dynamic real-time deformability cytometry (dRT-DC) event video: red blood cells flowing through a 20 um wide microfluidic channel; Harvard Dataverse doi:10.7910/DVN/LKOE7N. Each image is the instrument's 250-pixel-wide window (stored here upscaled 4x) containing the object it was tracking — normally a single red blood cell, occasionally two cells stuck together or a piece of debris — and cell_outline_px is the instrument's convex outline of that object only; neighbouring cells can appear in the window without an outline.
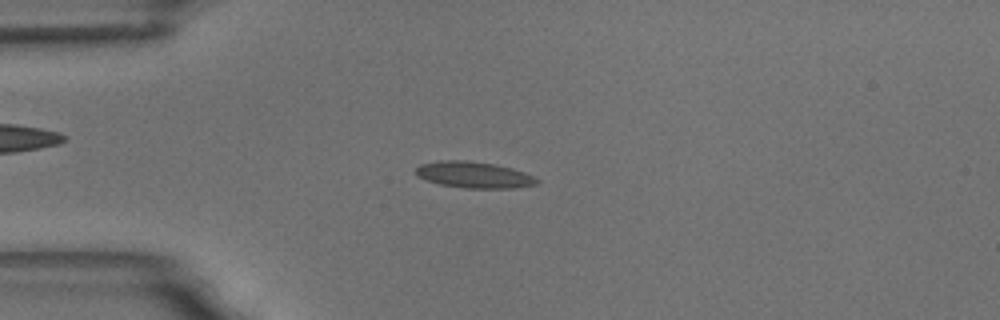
{"species": "common noctule bat (a hibernating species)", "species_latin": "Nyctalus noctula", "temperature_condition": "room temperature", "stored_images_in_passage": 45, "camera_frame_rate_fps": 3000, "um_per_image_px": 0.085, "animal": {"sex": "male", "body_mass_g": 18.8}, "frame": {"image": 1, "passage_image": 2, "time_ms": 0.333, "image_size_px": [1000, 320], "cell_outline_px": [[540, 180], [536, 184], [516, 188], [464, 188], [440, 184], [416, 176], [416, 168], [420, 164], [440, 160], [468, 160], [492, 164], [512, 168], [524, 172]], "centroid_in_image_um": [40.27, 14.86], "position_along_channel_um": 44.7, "area_um2": 18.5}}
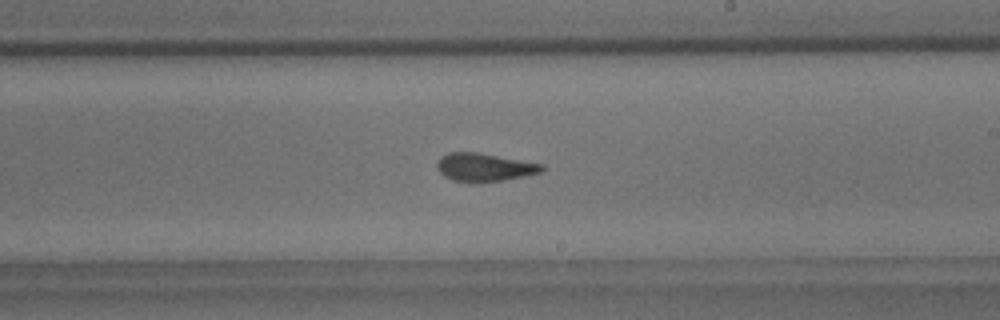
{"frame": {"image": 2, "passage_image": 21, "time_ms": 6.667, "image_size_px": [1000, 320], "cell_outline_px": [[544, 168], [540, 172], [504, 180], [480, 184], [472, 184], [452, 180], [444, 176], [436, 168], [436, 164], [440, 156], [448, 152], [476, 152], [544, 164]], "centroid_in_image_um": [41.11, 14.24], "position_along_channel_um": 247.9, "area_um2": 17.51}}
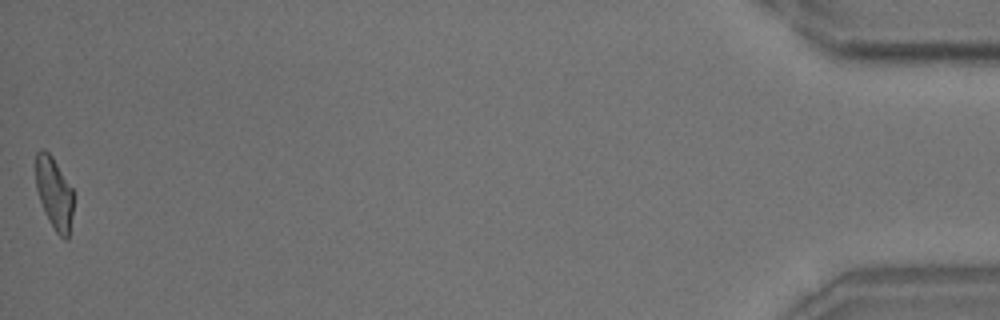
{"frame": {"image": 3, "passage_image": 45, "time_ms": 14.667, "image_size_px": [1000, 320], "cell_outline_px": [[72, 212], [68, 240], [64, 240], [56, 232], [48, 220], [44, 212], [36, 188], [36, 152], [40, 148], [44, 148], [52, 156], [72, 188]], "centroid_in_image_um": [4.59, 16.41], "position_along_channel_um": 430.6, "area_um2": 15.72}, "authors_computed_cell_mechanics": {"area_um2": 17.1666, "velocity_mm_per_s": 3.4881, "shape_relaxation_time_tau1_ms": 11.0931, "shape_relaxation_time_tau2_ms": 1.6875, "deformation_change_tau1": 0.2393, "deformation_change_tau2": 0.075}}